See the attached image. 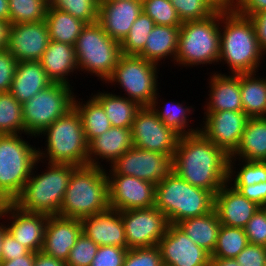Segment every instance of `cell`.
<instances>
[{
  "mask_svg": "<svg viewBox=\"0 0 266 266\" xmlns=\"http://www.w3.org/2000/svg\"><path fill=\"white\" fill-rule=\"evenodd\" d=\"M24 134L22 104L10 93H0V135Z\"/></svg>",
  "mask_w": 266,
  "mask_h": 266,
  "instance_id": "d590c367",
  "label": "cell"
},
{
  "mask_svg": "<svg viewBox=\"0 0 266 266\" xmlns=\"http://www.w3.org/2000/svg\"><path fill=\"white\" fill-rule=\"evenodd\" d=\"M37 252H29L25 256L10 261H1L0 266H33Z\"/></svg>",
  "mask_w": 266,
  "mask_h": 266,
  "instance_id": "9f6ffc18",
  "label": "cell"
},
{
  "mask_svg": "<svg viewBox=\"0 0 266 266\" xmlns=\"http://www.w3.org/2000/svg\"><path fill=\"white\" fill-rule=\"evenodd\" d=\"M180 26L155 25L138 56L158 65L166 58H176Z\"/></svg>",
  "mask_w": 266,
  "mask_h": 266,
  "instance_id": "83f0119b",
  "label": "cell"
},
{
  "mask_svg": "<svg viewBox=\"0 0 266 266\" xmlns=\"http://www.w3.org/2000/svg\"><path fill=\"white\" fill-rule=\"evenodd\" d=\"M229 158L266 161V117L248 119L239 145Z\"/></svg>",
  "mask_w": 266,
  "mask_h": 266,
  "instance_id": "f1b7e54d",
  "label": "cell"
},
{
  "mask_svg": "<svg viewBox=\"0 0 266 266\" xmlns=\"http://www.w3.org/2000/svg\"><path fill=\"white\" fill-rule=\"evenodd\" d=\"M142 10L155 25L181 26L176 9L170 0H142Z\"/></svg>",
  "mask_w": 266,
  "mask_h": 266,
  "instance_id": "b9f144b4",
  "label": "cell"
},
{
  "mask_svg": "<svg viewBox=\"0 0 266 266\" xmlns=\"http://www.w3.org/2000/svg\"><path fill=\"white\" fill-rule=\"evenodd\" d=\"M234 162H236L235 158H229L228 182L230 185L250 186L266 182V161H245L238 159L239 164L237 165H240L239 170L238 167L236 169V163ZM232 181L233 183H231Z\"/></svg>",
  "mask_w": 266,
  "mask_h": 266,
  "instance_id": "8d00e7d4",
  "label": "cell"
},
{
  "mask_svg": "<svg viewBox=\"0 0 266 266\" xmlns=\"http://www.w3.org/2000/svg\"><path fill=\"white\" fill-rule=\"evenodd\" d=\"M203 119L200 132L230 156L239 145L249 117L243 111L225 110L204 112Z\"/></svg>",
  "mask_w": 266,
  "mask_h": 266,
  "instance_id": "2e32d148",
  "label": "cell"
},
{
  "mask_svg": "<svg viewBox=\"0 0 266 266\" xmlns=\"http://www.w3.org/2000/svg\"><path fill=\"white\" fill-rule=\"evenodd\" d=\"M73 87L52 83L22 104L25 135L37 138L59 117L74 108L75 96Z\"/></svg>",
  "mask_w": 266,
  "mask_h": 266,
  "instance_id": "30bf717a",
  "label": "cell"
},
{
  "mask_svg": "<svg viewBox=\"0 0 266 266\" xmlns=\"http://www.w3.org/2000/svg\"><path fill=\"white\" fill-rule=\"evenodd\" d=\"M157 65L138 55L122 54L110 78L105 83L120 85L124 97L150 106L158 90L159 78ZM127 95V96H125Z\"/></svg>",
  "mask_w": 266,
  "mask_h": 266,
  "instance_id": "8fae6325",
  "label": "cell"
},
{
  "mask_svg": "<svg viewBox=\"0 0 266 266\" xmlns=\"http://www.w3.org/2000/svg\"><path fill=\"white\" fill-rule=\"evenodd\" d=\"M132 146L131 129L112 126L88 143V165L104 168L101 162L106 160L111 166Z\"/></svg>",
  "mask_w": 266,
  "mask_h": 266,
  "instance_id": "d4e9b609",
  "label": "cell"
},
{
  "mask_svg": "<svg viewBox=\"0 0 266 266\" xmlns=\"http://www.w3.org/2000/svg\"><path fill=\"white\" fill-rule=\"evenodd\" d=\"M249 18L254 24L259 45L266 54V10L253 14Z\"/></svg>",
  "mask_w": 266,
  "mask_h": 266,
  "instance_id": "db71d44e",
  "label": "cell"
},
{
  "mask_svg": "<svg viewBox=\"0 0 266 266\" xmlns=\"http://www.w3.org/2000/svg\"><path fill=\"white\" fill-rule=\"evenodd\" d=\"M0 20L9 22V0H0Z\"/></svg>",
  "mask_w": 266,
  "mask_h": 266,
  "instance_id": "94428289",
  "label": "cell"
},
{
  "mask_svg": "<svg viewBox=\"0 0 266 266\" xmlns=\"http://www.w3.org/2000/svg\"><path fill=\"white\" fill-rule=\"evenodd\" d=\"M82 233L98 246H119L128 249L124 223L118 210L109 208L105 212L80 219Z\"/></svg>",
  "mask_w": 266,
  "mask_h": 266,
  "instance_id": "7402d4cb",
  "label": "cell"
},
{
  "mask_svg": "<svg viewBox=\"0 0 266 266\" xmlns=\"http://www.w3.org/2000/svg\"><path fill=\"white\" fill-rule=\"evenodd\" d=\"M260 208L263 210V212H264L265 215H266V203H265L263 206H261Z\"/></svg>",
  "mask_w": 266,
  "mask_h": 266,
  "instance_id": "be15d7a7",
  "label": "cell"
},
{
  "mask_svg": "<svg viewBox=\"0 0 266 266\" xmlns=\"http://www.w3.org/2000/svg\"><path fill=\"white\" fill-rule=\"evenodd\" d=\"M49 0H9L10 24L45 21Z\"/></svg>",
  "mask_w": 266,
  "mask_h": 266,
  "instance_id": "74e56055",
  "label": "cell"
},
{
  "mask_svg": "<svg viewBox=\"0 0 266 266\" xmlns=\"http://www.w3.org/2000/svg\"><path fill=\"white\" fill-rule=\"evenodd\" d=\"M162 264L168 266H209L211 255L195 244L176 224H169L158 244Z\"/></svg>",
  "mask_w": 266,
  "mask_h": 266,
  "instance_id": "ac0fdd59",
  "label": "cell"
},
{
  "mask_svg": "<svg viewBox=\"0 0 266 266\" xmlns=\"http://www.w3.org/2000/svg\"><path fill=\"white\" fill-rule=\"evenodd\" d=\"M127 250L119 246H99L90 266H123Z\"/></svg>",
  "mask_w": 266,
  "mask_h": 266,
  "instance_id": "bcb514c9",
  "label": "cell"
},
{
  "mask_svg": "<svg viewBox=\"0 0 266 266\" xmlns=\"http://www.w3.org/2000/svg\"><path fill=\"white\" fill-rule=\"evenodd\" d=\"M213 209L222 225L244 229L260 206L248 200L226 182L214 195Z\"/></svg>",
  "mask_w": 266,
  "mask_h": 266,
  "instance_id": "44dd1931",
  "label": "cell"
},
{
  "mask_svg": "<svg viewBox=\"0 0 266 266\" xmlns=\"http://www.w3.org/2000/svg\"><path fill=\"white\" fill-rule=\"evenodd\" d=\"M142 11L141 0L99 1L98 23L120 43Z\"/></svg>",
  "mask_w": 266,
  "mask_h": 266,
  "instance_id": "ffe728a7",
  "label": "cell"
},
{
  "mask_svg": "<svg viewBox=\"0 0 266 266\" xmlns=\"http://www.w3.org/2000/svg\"><path fill=\"white\" fill-rule=\"evenodd\" d=\"M265 55L250 18L234 9L220 10L219 62L227 63L231 74L252 73L258 72Z\"/></svg>",
  "mask_w": 266,
  "mask_h": 266,
  "instance_id": "7a4b0ae2",
  "label": "cell"
},
{
  "mask_svg": "<svg viewBox=\"0 0 266 266\" xmlns=\"http://www.w3.org/2000/svg\"><path fill=\"white\" fill-rule=\"evenodd\" d=\"M168 219L170 224L200 217L214 208V195L203 188L192 186L171 172L156 184L155 205Z\"/></svg>",
  "mask_w": 266,
  "mask_h": 266,
  "instance_id": "5b68a950",
  "label": "cell"
},
{
  "mask_svg": "<svg viewBox=\"0 0 266 266\" xmlns=\"http://www.w3.org/2000/svg\"><path fill=\"white\" fill-rule=\"evenodd\" d=\"M99 1H119V0H99Z\"/></svg>",
  "mask_w": 266,
  "mask_h": 266,
  "instance_id": "e7e4bbea",
  "label": "cell"
},
{
  "mask_svg": "<svg viewBox=\"0 0 266 266\" xmlns=\"http://www.w3.org/2000/svg\"><path fill=\"white\" fill-rule=\"evenodd\" d=\"M219 56L220 10L203 20L182 22L174 66L219 64Z\"/></svg>",
  "mask_w": 266,
  "mask_h": 266,
  "instance_id": "52a82bcc",
  "label": "cell"
},
{
  "mask_svg": "<svg viewBox=\"0 0 266 266\" xmlns=\"http://www.w3.org/2000/svg\"><path fill=\"white\" fill-rule=\"evenodd\" d=\"M10 22L0 20V50L8 48Z\"/></svg>",
  "mask_w": 266,
  "mask_h": 266,
  "instance_id": "6f0895ef",
  "label": "cell"
},
{
  "mask_svg": "<svg viewBox=\"0 0 266 266\" xmlns=\"http://www.w3.org/2000/svg\"><path fill=\"white\" fill-rule=\"evenodd\" d=\"M30 250L21 245L7 230L2 244V261H10L25 256Z\"/></svg>",
  "mask_w": 266,
  "mask_h": 266,
  "instance_id": "f907efd6",
  "label": "cell"
},
{
  "mask_svg": "<svg viewBox=\"0 0 266 266\" xmlns=\"http://www.w3.org/2000/svg\"><path fill=\"white\" fill-rule=\"evenodd\" d=\"M33 266H66V263L60 259H55L42 251H38L35 255Z\"/></svg>",
  "mask_w": 266,
  "mask_h": 266,
  "instance_id": "11a10c76",
  "label": "cell"
},
{
  "mask_svg": "<svg viewBox=\"0 0 266 266\" xmlns=\"http://www.w3.org/2000/svg\"><path fill=\"white\" fill-rule=\"evenodd\" d=\"M159 94L160 93L157 92L150 105V108L155 112V114L163 121L166 126L172 128L180 136L193 134L200 131L199 127H196V129L192 127L188 129V127H190L188 126L190 122L188 118L190 114L192 115V113L195 111L192 106L187 107L183 105L184 102L179 103L176 101H171L164 103V107H161L160 102H158L162 101L161 99H158L161 97Z\"/></svg>",
  "mask_w": 266,
  "mask_h": 266,
  "instance_id": "836d02e7",
  "label": "cell"
},
{
  "mask_svg": "<svg viewBox=\"0 0 266 266\" xmlns=\"http://www.w3.org/2000/svg\"><path fill=\"white\" fill-rule=\"evenodd\" d=\"M39 61L52 83L72 86L68 76L78 70L74 46L50 40Z\"/></svg>",
  "mask_w": 266,
  "mask_h": 266,
  "instance_id": "484cf974",
  "label": "cell"
},
{
  "mask_svg": "<svg viewBox=\"0 0 266 266\" xmlns=\"http://www.w3.org/2000/svg\"><path fill=\"white\" fill-rule=\"evenodd\" d=\"M130 129L134 147L174 157L180 135L166 126L150 106L141 107Z\"/></svg>",
  "mask_w": 266,
  "mask_h": 266,
  "instance_id": "4fadbf2b",
  "label": "cell"
},
{
  "mask_svg": "<svg viewBox=\"0 0 266 266\" xmlns=\"http://www.w3.org/2000/svg\"><path fill=\"white\" fill-rule=\"evenodd\" d=\"M74 48L78 71L99 77L103 84L112 75L122 55L120 43L109 37L98 22L82 28Z\"/></svg>",
  "mask_w": 266,
  "mask_h": 266,
  "instance_id": "9c48e42d",
  "label": "cell"
},
{
  "mask_svg": "<svg viewBox=\"0 0 266 266\" xmlns=\"http://www.w3.org/2000/svg\"><path fill=\"white\" fill-rule=\"evenodd\" d=\"M229 157L200 131L183 135L174 153L173 172L215 195L228 182Z\"/></svg>",
  "mask_w": 266,
  "mask_h": 266,
  "instance_id": "6da1fadb",
  "label": "cell"
},
{
  "mask_svg": "<svg viewBox=\"0 0 266 266\" xmlns=\"http://www.w3.org/2000/svg\"><path fill=\"white\" fill-rule=\"evenodd\" d=\"M105 169L88 164L76 166L58 216L81 219L107 211L110 207Z\"/></svg>",
  "mask_w": 266,
  "mask_h": 266,
  "instance_id": "3957f363",
  "label": "cell"
},
{
  "mask_svg": "<svg viewBox=\"0 0 266 266\" xmlns=\"http://www.w3.org/2000/svg\"><path fill=\"white\" fill-rule=\"evenodd\" d=\"M235 259L240 266H266V247L248 244Z\"/></svg>",
  "mask_w": 266,
  "mask_h": 266,
  "instance_id": "681fc988",
  "label": "cell"
},
{
  "mask_svg": "<svg viewBox=\"0 0 266 266\" xmlns=\"http://www.w3.org/2000/svg\"><path fill=\"white\" fill-rule=\"evenodd\" d=\"M17 63L8 49L0 50V93L10 91Z\"/></svg>",
  "mask_w": 266,
  "mask_h": 266,
  "instance_id": "c3c4849f",
  "label": "cell"
},
{
  "mask_svg": "<svg viewBox=\"0 0 266 266\" xmlns=\"http://www.w3.org/2000/svg\"><path fill=\"white\" fill-rule=\"evenodd\" d=\"M244 230L249 244L266 247V215L261 208L248 221Z\"/></svg>",
  "mask_w": 266,
  "mask_h": 266,
  "instance_id": "7dc6e473",
  "label": "cell"
},
{
  "mask_svg": "<svg viewBox=\"0 0 266 266\" xmlns=\"http://www.w3.org/2000/svg\"><path fill=\"white\" fill-rule=\"evenodd\" d=\"M38 136H46L47 139L45 151L37 148L38 159L41 163L46 160L49 163L74 166L88 164V142L80 115L75 108L59 117Z\"/></svg>",
  "mask_w": 266,
  "mask_h": 266,
  "instance_id": "8992f818",
  "label": "cell"
},
{
  "mask_svg": "<svg viewBox=\"0 0 266 266\" xmlns=\"http://www.w3.org/2000/svg\"><path fill=\"white\" fill-rule=\"evenodd\" d=\"M210 266H240L235 258L211 257Z\"/></svg>",
  "mask_w": 266,
  "mask_h": 266,
  "instance_id": "680465c9",
  "label": "cell"
},
{
  "mask_svg": "<svg viewBox=\"0 0 266 266\" xmlns=\"http://www.w3.org/2000/svg\"><path fill=\"white\" fill-rule=\"evenodd\" d=\"M0 216L10 220L6 228L16 241L31 252L42 250L48 215L26 212L8 202L0 204Z\"/></svg>",
  "mask_w": 266,
  "mask_h": 266,
  "instance_id": "e0dca14e",
  "label": "cell"
},
{
  "mask_svg": "<svg viewBox=\"0 0 266 266\" xmlns=\"http://www.w3.org/2000/svg\"><path fill=\"white\" fill-rule=\"evenodd\" d=\"M75 97L74 108L77 110L82 121V127L87 142L109 130L112 125L102 105L91 95L90 99L80 102Z\"/></svg>",
  "mask_w": 266,
  "mask_h": 266,
  "instance_id": "e575fe53",
  "label": "cell"
},
{
  "mask_svg": "<svg viewBox=\"0 0 266 266\" xmlns=\"http://www.w3.org/2000/svg\"><path fill=\"white\" fill-rule=\"evenodd\" d=\"M45 21L49 39L74 46L82 28L86 25L71 14L57 10L49 5Z\"/></svg>",
  "mask_w": 266,
  "mask_h": 266,
  "instance_id": "d6a6232c",
  "label": "cell"
},
{
  "mask_svg": "<svg viewBox=\"0 0 266 266\" xmlns=\"http://www.w3.org/2000/svg\"><path fill=\"white\" fill-rule=\"evenodd\" d=\"M155 26L151 17L143 11L134 21L126 37L120 42L124 55H138L146 45L147 36Z\"/></svg>",
  "mask_w": 266,
  "mask_h": 266,
  "instance_id": "ab89813d",
  "label": "cell"
},
{
  "mask_svg": "<svg viewBox=\"0 0 266 266\" xmlns=\"http://www.w3.org/2000/svg\"><path fill=\"white\" fill-rule=\"evenodd\" d=\"M21 134L0 135V204L22 192L38 160L37 148Z\"/></svg>",
  "mask_w": 266,
  "mask_h": 266,
  "instance_id": "ba28073f",
  "label": "cell"
},
{
  "mask_svg": "<svg viewBox=\"0 0 266 266\" xmlns=\"http://www.w3.org/2000/svg\"><path fill=\"white\" fill-rule=\"evenodd\" d=\"M162 258L158 245L128 249L123 266H161Z\"/></svg>",
  "mask_w": 266,
  "mask_h": 266,
  "instance_id": "f6af8a7d",
  "label": "cell"
},
{
  "mask_svg": "<svg viewBox=\"0 0 266 266\" xmlns=\"http://www.w3.org/2000/svg\"><path fill=\"white\" fill-rule=\"evenodd\" d=\"M119 212L124 223L128 249L158 245L170 224L155 206Z\"/></svg>",
  "mask_w": 266,
  "mask_h": 266,
  "instance_id": "5bb4252c",
  "label": "cell"
},
{
  "mask_svg": "<svg viewBox=\"0 0 266 266\" xmlns=\"http://www.w3.org/2000/svg\"><path fill=\"white\" fill-rule=\"evenodd\" d=\"M249 244L243 228L229 227L221 224L217 244L211 257L236 258Z\"/></svg>",
  "mask_w": 266,
  "mask_h": 266,
  "instance_id": "f35d334b",
  "label": "cell"
},
{
  "mask_svg": "<svg viewBox=\"0 0 266 266\" xmlns=\"http://www.w3.org/2000/svg\"><path fill=\"white\" fill-rule=\"evenodd\" d=\"M50 6L71 14L85 24L98 22L99 0H49Z\"/></svg>",
  "mask_w": 266,
  "mask_h": 266,
  "instance_id": "60d3db41",
  "label": "cell"
},
{
  "mask_svg": "<svg viewBox=\"0 0 266 266\" xmlns=\"http://www.w3.org/2000/svg\"><path fill=\"white\" fill-rule=\"evenodd\" d=\"M1 216H0V221H1ZM6 222H1L0 223V262L2 261V244H3V238H4V233L7 230L6 224H3Z\"/></svg>",
  "mask_w": 266,
  "mask_h": 266,
  "instance_id": "6125c7cd",
  "label": "cell"
},
{
  "mask_svg": "<svg viewBox=\"0 0 266 266\" xmlns=\"http://www.w3.org/2000/svg\"><path fill=\"white\" fill-rule=\"evenodd\" d=\"M234 10L243 16L250 17L266 10V0H235Z\"/></svg>",
  "mask_w": 266,
  "mask_h": 266,
  "instance_id": "f5cc1de1",
  "label": "cell"
},
{
  "mask_svg": "<svg viewBox=\"0 0 266 266\" xmlns=\"http://www.w3.org/2000/svg\"><path fill=\"white\" fill-rule=\"evenodd\" d=\"M248 200L253 201L258 206L266 203V182L250 185V186H233Z\"/></svg>",
  "mask_w": 266,
  "mask_h": 266,
  "instance_id": "816d5d0a",
  "label": "cell"
},
{
  "mask_svg": "<svg viewBox=\"0 0 266 266\" xmlns=\"http://www.w3.org/2000/svg\"><path fill=\"white\" fill-rule=\"evenodd\" d=\"M181 22L203 20L218 9L208 0H170Z\"/></svg>",
  "mask_w": 266,
  "mask_h": 266,
  "instance_id": "7bdbcfd3",
  "label": "cell"
},
{
  "mask_svg": "<svg viewBox=\"0 0 266 266\" xmlns=\"http://www.w3.org/2000/svg\"><path fill=\"white\" fill-rule=\"evenodd\" d=\"M102 92L98 90L96 94L92 93L91 95L102 105L111 125L119 128H131L132 122L142 106L127 97L108 91L102 90Z\"/></svg>",
  "mask_w": 266,
  "mask_h": 266,
  "instance_id": "4dcf8cb0",
  "label": "cell"
},
{
  "mask_svg": "<svg viewBox=\"0 0 266 266\" xmlns=\"http://www.w3.org/2000/svg\"><path fill=\"white\" fill-rule=\"evenodd\" d=\"M81 233L80 219L49 216L41 251L66 262Z\"/></svg>",
  "mask_w": 266,
  "mask_h": 266,
  "instance_id": "603a6c76",
  "label": "cell"
},
{
  "mask_svg": "<svg viewBox=\"0 0 266 266\" xmlns=\"http://www.w3.org/2000/svg\"><path fill=\"white\" fill-rule=\"evenodd\" d=\"M49 41L46 21L10 24L7 49L18 62L39 61Z\"/></svg>",
  "mask_w": 266,
  "mask_h": 266,
  "instance_id": "d6986e66",
  "label": "cell"
},
{
  "mask_svg": "<svg viewBox=\"0 0 266 266\" xmlns=\"http://www.w3.org/2000/svg\"><path fill=\"white\" fill-rule=\"evenodd\" d=\"M50 84L40 61L18 62L9 92L24 104Z\"/></svg>",
  "mask_w": 266,
  "mask_h": 266,
  "instance_id": "4316f807",
  "label": "cell"
},
{
  "mask_svg": "<svg viewBox=\"0 0 266 266\" xmlns=\"http://www.w3.org/2000/svg\"><path fill=\"white\" fill-rule=\"evenodd\" d=\"M256 73L240 74L243 112L249 118L266 117V77L260 78Z\"/></svg>",
  "mask_w": 266,
  "mask_h": 266,
  "instance_id": "1f68e13d",
  "label": "cell"
},
{
  "mask_svg": "<svg viewBox=\"0 0 266 266\" xmlns=\"http://www.w3.org/2000/svg\"><path fill=\"white\" fill-rule=\"evenodd\" d=\"M98 245L81 233L76 244L71 248L66 266H90L98 249Z\"/></svg>",
  "mask_w": 266,
  "mask_h": 266,
  "instance_id": "ee69618b",
  "label": "cell"
},
{
  "mask_svg": "<svg viewBox=\"0 0 266 266\" xmlns=\"http://www.w3.org/2000/svg\"><path fill=\"white\" fill-rule=\"evenodd\" d=\"M108 169L107 175L133 176L158 184L173 171V157L132 146Z\"/></svg>",
  "mask_w": 266,
  "mask_h": 266,
  "instance_id": "7c38bea8",
  "label": "cell"
},
{
  "mask_svg": "<svg viewBox=\"0 0 266 266\" xmlns=\"http://www.w3.org/2000/svg\"><path fill=\"white\" fill-rule=\"evenodd\" d=\"M218 10H233L235 6V0H208Z\"/></svg>",
  "mask_w": 266,
  "mask_h": 266,
  "instance_id": "91938a15",
  "label": "cell"
},
{
  "mask_svg": "<svg viewBox=\"0 0 266 266\" xmlns=\"http://www.w3.org/2000/svg\"><path fill=\"white\" fill-rule=\"evenodd\" d=\"M185 234L199 247L210 255L215 250L221 223L216 211L213 209L208 214L185 219L177 224Z\"/></svg>",
  "mask_w": 266,
  "mask_h": 266,
  "instance_id": "f546056e",
  "label": "cell"
},
{
  "mask_svg": "<svg viewBox=\"0 0 266 266\" xmlns=\"http://www.w3.org/2000/svg\"><path fill=\"white\" fill-rule=\"evenodd\" d=\"M226 75L217 71L210 75L205 112L243 111L241 102L240 74Z\"/></svg>",
  "mask_w": 266,
  "mask_h": 266,
  "instance_id": "cb8c5ba5",
  "label": "cell"
},
{
  "mask_svg": "<svg viewBox=\"0 0 266 266\" xmlns=\"http://www.w3.org/2000/svg\"><path fill=\"white\" fill-rule=\"evenodd\" d=\"M109 207L118 211L155 205L156 184L126 175H107Z\"/></svg>",
  "mask_w": 266,
  "mask_h": 266,
  "instance_id": "9a60e30c",
  "label": "cell"
},
{
  "mask_svg": "<svg viewBox=\"0 0 266 266\" xmlns=\"http://www.w3.org/2000/svg\"><path fill=\"white\" fill-rule=\"evenodd\" d=\"M37 163H40L39 159L21 194L13 203L26 212L58 216L72 171L76 166L48 162L46 170L35 175Z\"/></svg>",
  "mask_w": 266,
  "mask_h": 266,
  "instance_id": "277c9868",
  "label": "cell"
}]
</instances>
